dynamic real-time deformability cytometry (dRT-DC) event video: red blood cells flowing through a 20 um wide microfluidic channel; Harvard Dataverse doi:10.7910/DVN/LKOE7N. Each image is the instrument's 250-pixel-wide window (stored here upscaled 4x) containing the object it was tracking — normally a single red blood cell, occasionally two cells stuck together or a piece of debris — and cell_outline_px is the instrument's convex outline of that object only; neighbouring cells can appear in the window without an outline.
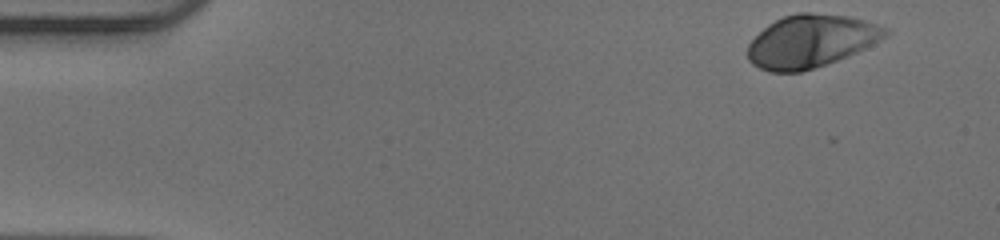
{"species": "human", "species_latin": "Homo sapiens", "temperature_condition": "warm", "stored_images_in_passage": 48, "camera_frame_rate_fps": 3000, "um_per_image_px": 0.085, "donor": {"sex": "male"}, "frame": {"image": 1, "passage_image": 1, "time_ms": 0.0, "image_size_px": [1000, 240], "cell_outline_px": [[888, 32], [884, 36], [872, 44], [848, 56], [800, 72], [768, 72], [752, 64], [748, 60], [748, 44], [768, 24], [784, 16], [796, 12], [812, 12], [848, 16], [864, 20], [888, 28]], "centroid_in_image_um": [68.89, 3.49], "position_along_channel_um": 16.1, "area_um2": 41.91}}
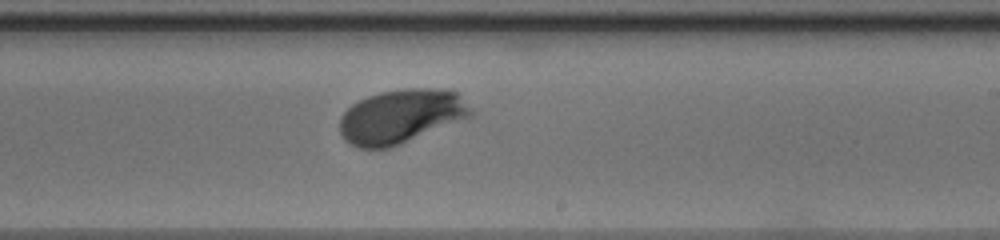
{"frame": {"image": 2, "passage_image": 28, "time_ms": 9.0, "image_size_px": [1000, 240], "cell_outline_px": [[476, 112], [472, 116], [400, 144], [388, 148], [360, 148], [348, 144], [340, 136], [340, 116], [352, 104], [368, 96], [380, 92], [404, 88], [448, 88], [456, 92]], "centroid_in_image_um": [34.09, 9.88], "position_along_channel_um": 254.9, "area_um2": 41.5}}
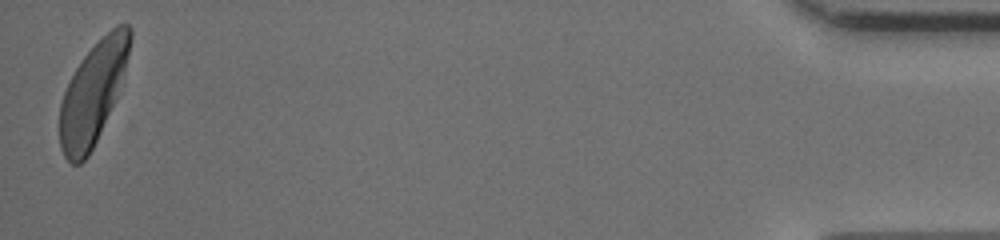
{"frame": {"image": 3, "passage_image": 48, "time_ms": 15.667, "image_size_px": [1000, 240], "cell_outline_px": [[132, 40], [124, 76], [116, 96], [100, 132], [88, 156], [80, 164], [72, 164], [64, 156], [60, 148], [60, 104], [64, 92], [76, 68], [84, 56], [116, 24], [128, 24], [132, 28]], "centroid_in_image_um": [7.91, 7.9], "position_along_channel_um": 427.3, "area_um2": 40.92}, "authors_computed_cell_mechanics": {"area_um2": 40.8935, "velocity_mm_per_s": 3.9381, "shape_relaxation_time_tau1_ms": 2.1092, "shape_relaxation_time_tau2_ms": null, "deformation_change_tau1": 0.1571, "deformation_change_tau2": null}}